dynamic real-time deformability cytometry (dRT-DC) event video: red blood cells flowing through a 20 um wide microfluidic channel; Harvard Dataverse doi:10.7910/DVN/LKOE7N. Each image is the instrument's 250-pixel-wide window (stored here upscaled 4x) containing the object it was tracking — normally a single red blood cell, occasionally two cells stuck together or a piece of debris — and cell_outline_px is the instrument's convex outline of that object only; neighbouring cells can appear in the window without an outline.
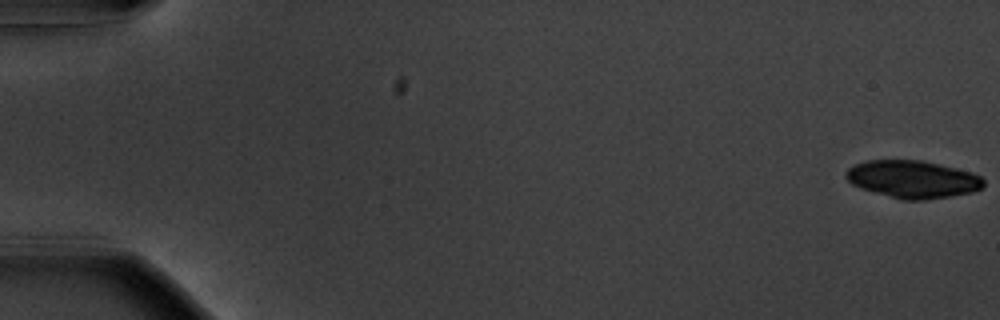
{"species": "common noctule bat (a hibernating species)", "species_latin": "Nyctalus noctula", "temperature_condition": "warm", "stored_images_in_passage": 57, "segment_of_instrument_passage": [1, 2], "camera_frame_rate_fps": 3000, "um_per_image_px": 0.085, "animal": {"sex": "male", "body_mass_g": 20.1, "forearm_length_mm": 53.5}, "frame": {"image": 1, "passage_image": 1, "time_ms": 0.0, "image_size_px": [1000, 320], "cell_outline_px": [[984, 188], [972, 192], [924, 200], [904, 200], [860, 188], [852, 184], [844, 176], [844, 172], [848, 168], [856, 164], [868, 160], [924, 160], [972, 172], [980, 176], [984, 180]], "centroid_in_image_um": [77.58, 15.23], "position_along_channel_um": 7.4, "area_um2": 30.11}}